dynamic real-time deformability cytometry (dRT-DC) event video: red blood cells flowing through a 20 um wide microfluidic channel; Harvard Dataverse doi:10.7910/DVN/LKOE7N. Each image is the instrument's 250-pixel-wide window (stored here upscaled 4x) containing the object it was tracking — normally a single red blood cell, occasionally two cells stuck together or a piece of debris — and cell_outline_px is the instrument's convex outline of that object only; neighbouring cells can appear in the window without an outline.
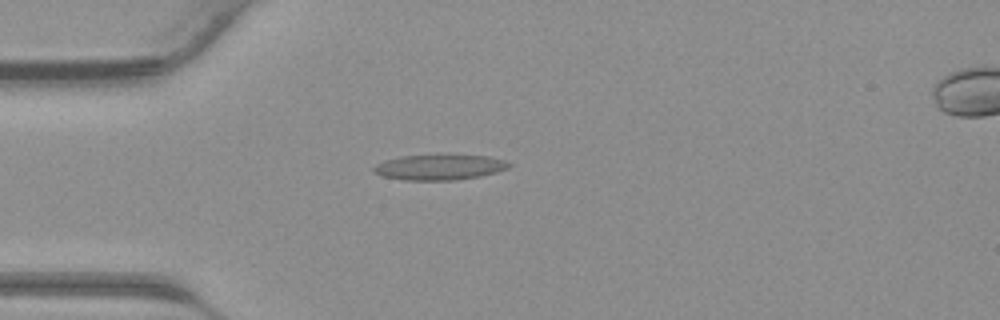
{"species": "common noctule bat (a hibernating species)", "species_latin": "Nyctalus noctula", "temperature_condition": "warm", "stored_images_in_passage": 37, "camera_frame_rate_fps": 3000, "um_per_image_px": 0.085, "animal": {"sex": "male", "body_mass_g": 23.1, "forearm_length_mm": 52.7}, "frame": {"image": 1, "passage_image": 7, "time_ms": 2.0, "image_size_px": [1000, 320], "cell_outline_px": [[512, 164], [508, 168], [496, 172], [480, 176], [456, 180], [404, 180], [384, 176], [372, 172], [372, 168], [376, 164], [400, 156], [488, 156], [504, 160]], "centroid_in_image_um": [37.35, 14.23], "position_along_channel_um": 47.6, "area_um2": 19.59}}
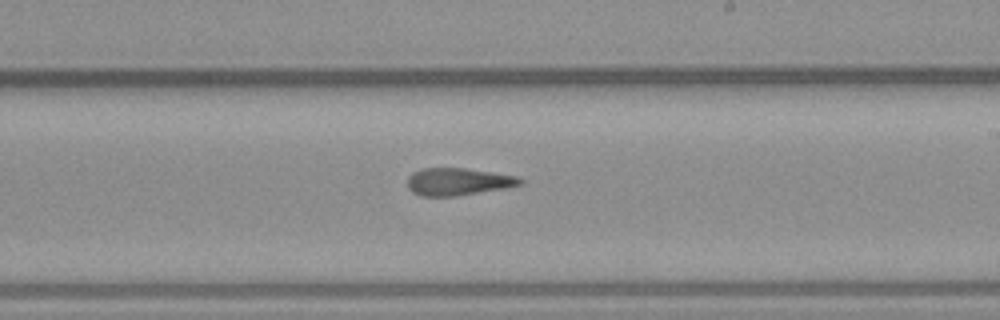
{"frame": {"image": 2, "passage_image": 20, "time_ms": 6.333, "image_size_px": [1000, 320], "cell_outline_px": [[524, 184], [504, 188], [456, 196], [420, 196], [412, 192], [408, 188], [408, 176], [412, 172], [424, 168], [464, 168], [520, 176], [524, 180]], "centroid_in_image_um": [38.95, 15.44], "position_along_channel_um": 250.0, "area_um2": 18.09}}
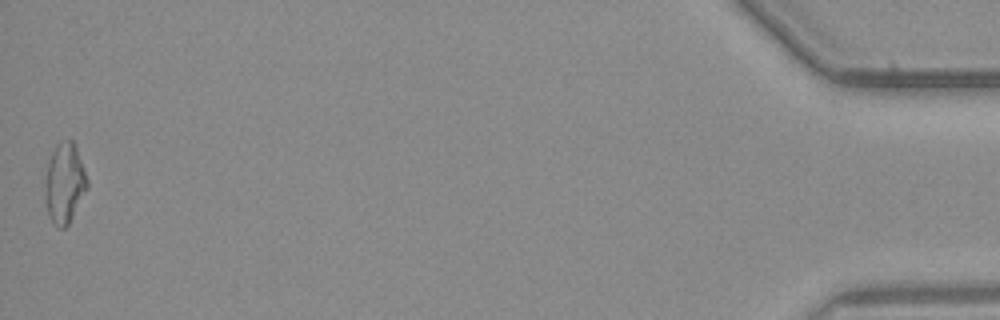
{"frame": {"image": 3, "passage_image": 37, "time_ms": 12.0, "image_size_px": [1000, 320], "cell_outline_px": [[88, 188], [68, 224], [64, 228], [60, 228], [52, 224], [48, 216], [44, 200], [44, 192], [48, 164], [52, 152], [56, 144], [60, 140], [72, 140], [76, 148], [88, 180]], "centroid_in_image_um": [5.47, 15.6], "position_along_channel_um": 429.7, "area_um2": 19.71}}